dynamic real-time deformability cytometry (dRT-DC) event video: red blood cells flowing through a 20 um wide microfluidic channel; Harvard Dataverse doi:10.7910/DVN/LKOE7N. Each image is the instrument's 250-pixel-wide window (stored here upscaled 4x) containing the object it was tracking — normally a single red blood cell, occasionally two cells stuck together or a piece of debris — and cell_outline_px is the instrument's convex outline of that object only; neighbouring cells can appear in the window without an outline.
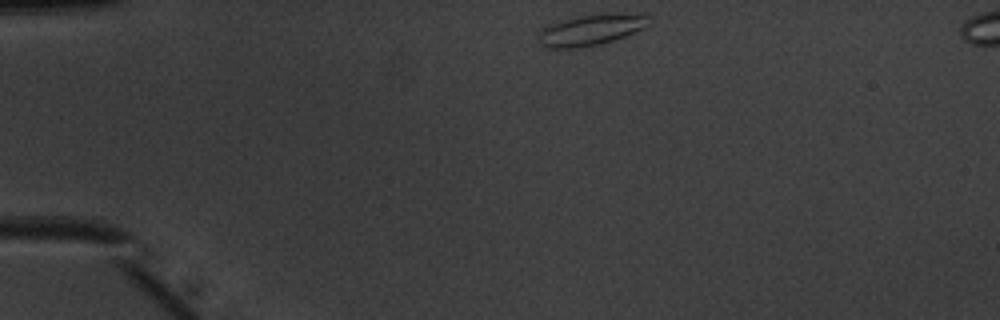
{"species": "common noctule bat (a hibernating species)", "species_latin": "Nyctalus noctula", "temperature_condition": "warm", "stored_images_in_passage": 41, "camera_frame_rate_fps": 3000, "um_per_image_px": 0.085, "animal": {"sex": "male", "body_mass_g": 20.1, "forearm_length_mm": 53.5}, "frame": {"image": 1, "passage_image": 1, "time_ms": 0.0, "image_size_px": [1000, 320], "cell_outline_px": [[652, 24], [644, 28], [624, 36], [600, 44], [572, 48], [544, 48], [540, 44], [540, 32], [548, 24], [560, 20], [580, 16], [652, 16]], "centroid_in_image_um": [50.17, 2.59], "position_along_channel_um": 34.8, "area_um2": 18.96}}
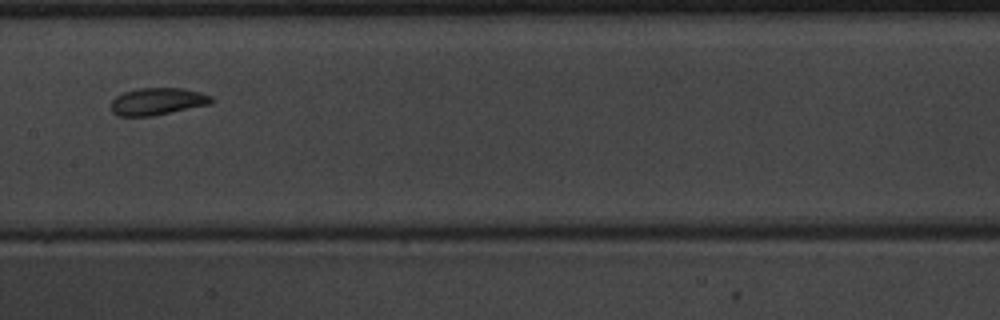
{"frame": {"image": 2, "passage_image": 17, "time_ms": 5.333, "image_size_px": [1000, 320], "cell_outline_px": [[216, 100], [212, 104], [152, 116], [116, 116], [112, 112], [112, 100], [116, 96], [124, 92], [140, 88], [180, 88], [212, 96]], "centroid_in_image_um": [13.4, 8.63], "position_along_channel_um": 194.0, "area_um2": 15.9}}
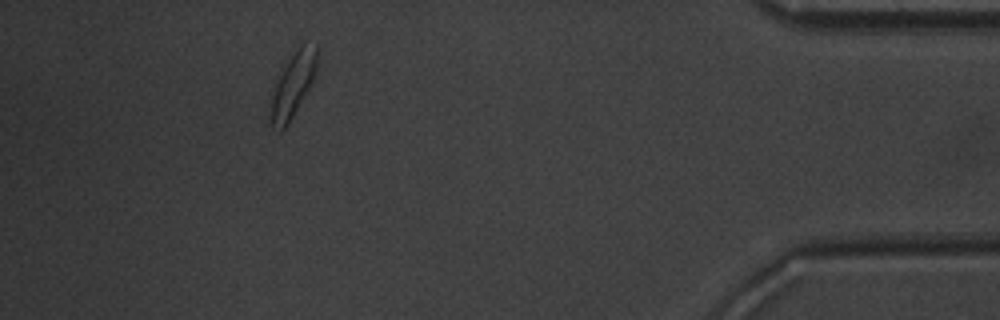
{"frame": {"image": 3, "passage_image": 37, "time_ms": 12.0, "image_size_px": [1000, 320], "cell_outline_px": [[320, 52], [316, 72], [308, 88], [288, 124], [280, 132], [272, 128], [268, 120], [268, 104], [276, 84], [296, 40], [304, 40], [316, 44]], "centroid_in_image_um": [24.9, 7.09], "position_along_channel_um": 410.3, "area_um2": 18.5}, "authors_computed_cell_mechanics": {"area_um2": 16.2418, "velocity_mm_per_s": 3.9754, "shape_relaxation_time_tau1_ms": 2.4154, "shape_relaxation_time_tau2_ms": 4.249, "deformation_change_tau1": 0.0908, "deformation_change_tau2": 0.095}}